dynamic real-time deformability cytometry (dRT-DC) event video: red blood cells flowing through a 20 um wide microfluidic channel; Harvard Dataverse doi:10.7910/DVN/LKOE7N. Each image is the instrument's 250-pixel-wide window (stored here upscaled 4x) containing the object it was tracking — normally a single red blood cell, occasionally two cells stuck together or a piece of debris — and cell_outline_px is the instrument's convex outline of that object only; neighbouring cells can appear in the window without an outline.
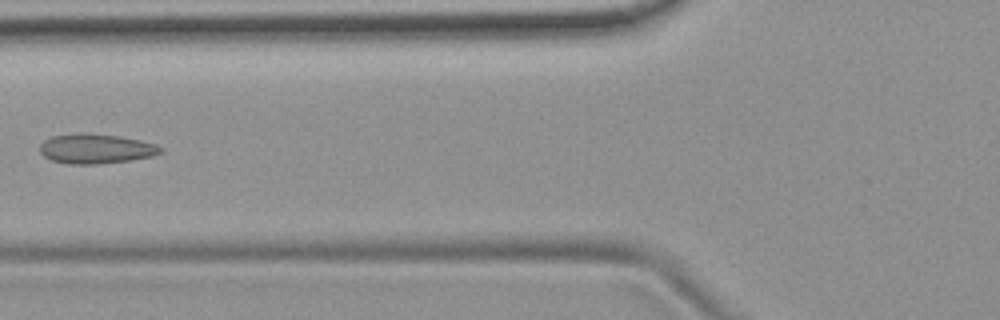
{"species": "common noctule bat (a hibernating species)", "species_latin": "Nyctalus noctula", "temperature_condition": "room temperature", "stored_images_in_passage": 6, "camera_frame_rate_fps": 3000, "um_per_image_px": 0.085, "animal": {"sex": "female", "body_mass_g": 19.9}, "frame": {"image": 1, "passage_image": 4, "time_ms": 1.0, "image_size_px": [1000, 320], "cell_outline_px": [[164, 152], [152, 156], [128, 160], [96, 164], [68, 164], [52, 160], [44, 156], [40, 152], [40, 144], [44, 140], [52, 136], [120, 136], [140, 140], [156, 144], [164, 148]], "centroid_in_image_um": [8.21, 12.69], "position_along_channel_um": 117.6, "area_um2": 20.0}}
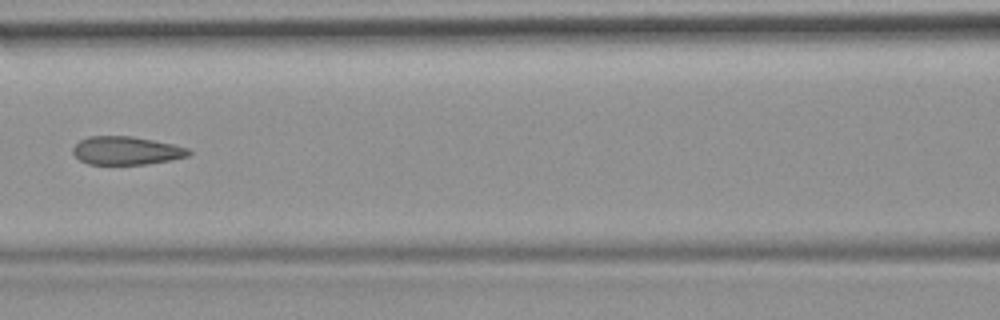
{"frame": {"image": 2, "passage_image": 5, "time_ms": 1.333, "image_size_px": [1000, 320], "cell_outline_px": [[192, 152], [188, 156], [172, 160], [148, 164], [88, 164], [80, 160], [72, 152], [72, 148], [80, 140], [88, 136], [132, 136], [172, 144], [188, 148]], "centroid_in_image_um": [10.74, 12.8], "position_along_channel_um": 155.9, "area_um2": 19.07}}
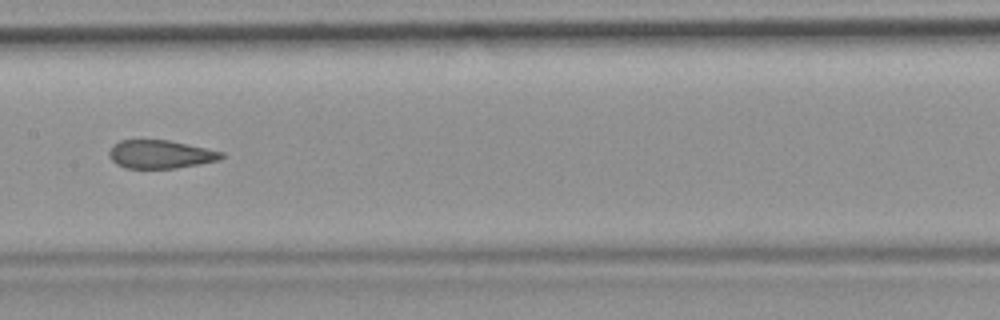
{"frame": {"image": 3, "passage_image": 6, "time_ms": 1.667, "image_size_px": [1000, 320], "cell_outline_px": [[224, 156], [220, 160], [176, 168], [124, 168], [116, 164], [108, 156], [108, 152], [112, 144], [120, 140], [168, 140], [208, 148], [224, 152]], "centroid_in_image_um": [13.62, 13.11], "position_along_channel_um": 193.8, "area_um2": 18.67}}